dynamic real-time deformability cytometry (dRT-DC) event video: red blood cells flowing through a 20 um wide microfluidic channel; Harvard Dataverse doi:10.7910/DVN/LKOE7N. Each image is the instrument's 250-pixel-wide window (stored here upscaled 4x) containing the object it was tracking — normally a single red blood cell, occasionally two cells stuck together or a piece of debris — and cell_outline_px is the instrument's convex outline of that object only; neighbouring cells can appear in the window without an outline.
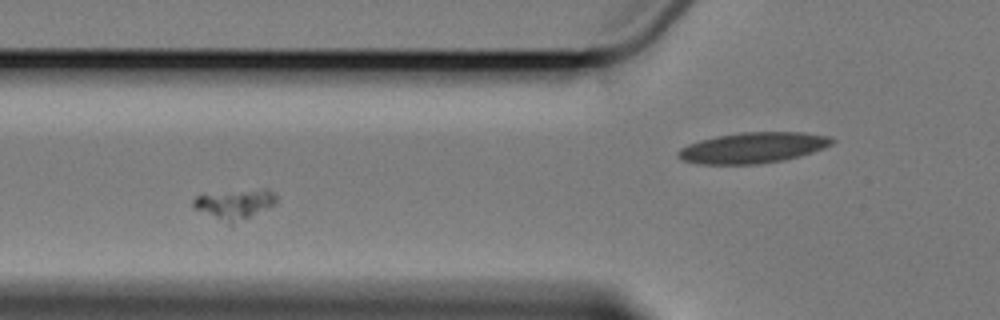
{"species": "Egyptian fruit bat (a non-hibernating species)", "species_latin": "Rousettus aegyptiacus", "temperature_condition": "cold", "stored_images_in_passage": 4, "camera_frame_rate_fps": 3000, "um_per_image_px": 0.085, "animal": {"sex": "female"}, "frame": {"image": 1, "passage_image": 3, "time_ms": 2.667, "image_size_px": [1000, 320], "cell_outline_px": [[276, 204], [232, 224], [228, 224], [192, 208], [192, 200], [196, 196], [264, 188], [268, 188], [276, 192]], "centroid_in_image_um": [19.97, 17.35], "position_along_channel_um": 105.8, "area_um2": 14.22}}